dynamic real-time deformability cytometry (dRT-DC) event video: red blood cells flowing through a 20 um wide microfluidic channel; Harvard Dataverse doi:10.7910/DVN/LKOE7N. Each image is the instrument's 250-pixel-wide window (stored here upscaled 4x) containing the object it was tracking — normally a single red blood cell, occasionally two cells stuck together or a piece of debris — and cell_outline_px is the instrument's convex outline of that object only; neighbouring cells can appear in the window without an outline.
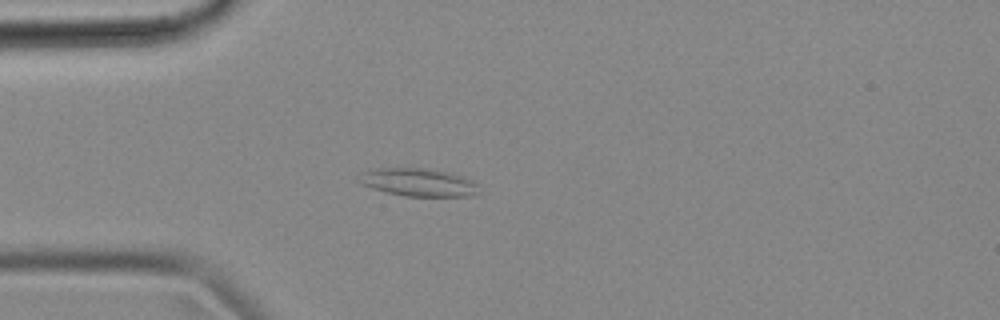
{"species": "common noctule bat (a hibernating species)", "species_latin": "Nyctalus noctula", "temperature_condition": "cold", "stored_images_in_passage": 50, "camera_frame_rate_fps": 3000, "um_per_image_px": 0.085, "animal": {"sex": "female", "body_mass_g": 18.4}, "frame": {"image": 1, "passage_image": 10, "time_ms": 3.0, "image_size_px": [1000, 320], "cell_outline_px": [[480, 192], [472, 196], [404, 196], [372, 188], [360, 184], [356, 180], [364, 172], [376, 168], [424, 168], [448, 172], [464, 176], [472, 180], [476, 184]], "centroid_in_image_um": [35.57, 15.5], "position_along_channel_um": 49.4, "area_um2": 19.54}}
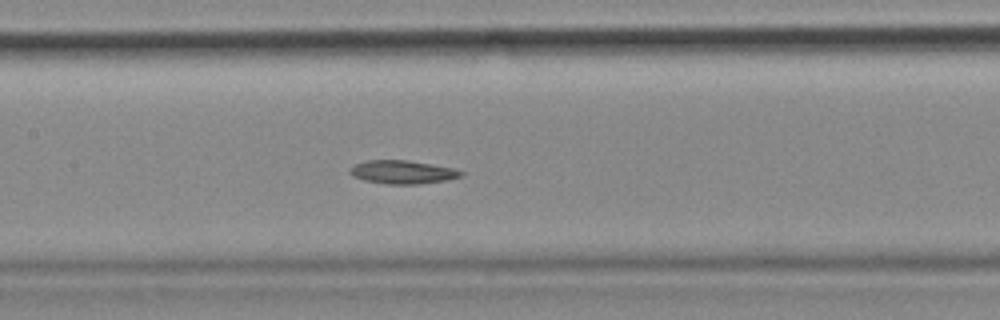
{"frame": {"image": 2, "passage_image": 21, "time_ms": 6.667, "image_size_px": [1000, 320], "cell_outline_px": [[464, 176], [448, 180], [416, 184], [384, 184], [364, 180], [352, 176], [348, 172], [356, 164], [364, 160], [408, 160], [452, 168], [464, 172]], "centroid_in_image_um": [34.21, 14.63], "position_along_channel_um": 173.2, "area_um2": 15.14}}
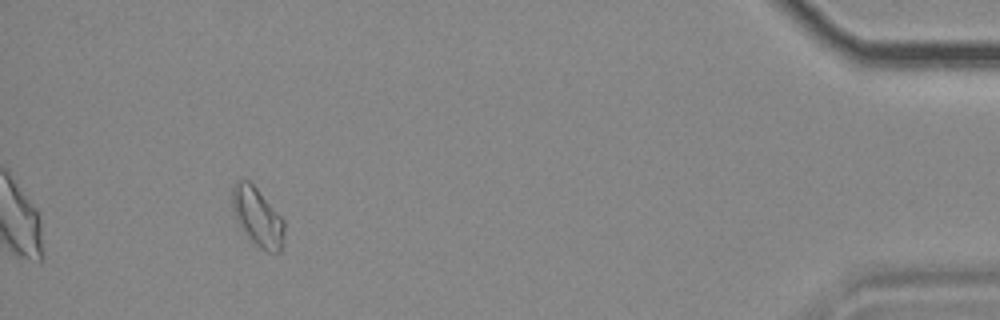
{"frame": {"image": 3, "passage_image": 46, "time_ms": 15.0, "image_size_px": [1000, 320], "cell_outline_px": [[284, 244], [280, 252], [268, 252], [260, 248], [252, 240], [240, 224], [236, 216], [232, 204], [232, 188], [236, 180], [248, 180], [256, 188], [284, 220]], "centroid_in_image_um": [21.92, 18.44], "position_along_channel_um": 413.3, "area_um2": 17.28}}